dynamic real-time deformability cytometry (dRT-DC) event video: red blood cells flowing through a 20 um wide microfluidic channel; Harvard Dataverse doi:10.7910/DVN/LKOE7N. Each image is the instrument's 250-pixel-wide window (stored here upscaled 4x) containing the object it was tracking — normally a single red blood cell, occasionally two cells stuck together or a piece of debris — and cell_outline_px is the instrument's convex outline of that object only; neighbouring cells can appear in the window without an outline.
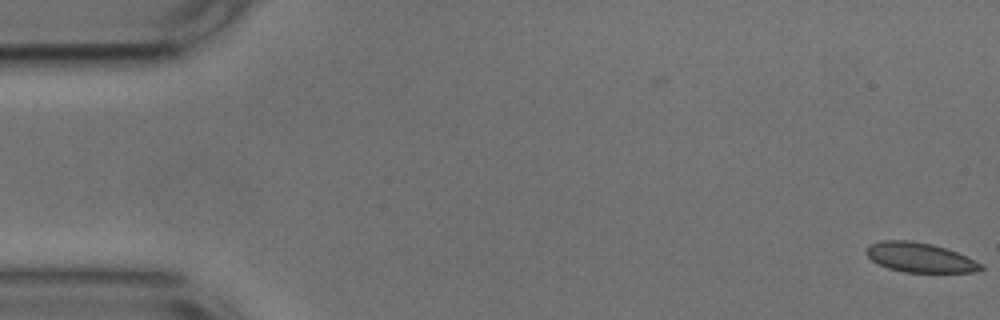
{"species": "common noctule bat (a hibernating species)", "species_latin": "Nyctalus noctula", "temperature_condition": "cold", "stored_images_in_passage": 17, "camera_frame_rate_fps": 3000, "um_per_image_px": 0.085, "animal": {"sex": "male", "body_mass_g": 17.9, "forearm_length_mm": 54.2}, "frame": {"image": 1, "passage_image": 1, "time_ms": 0.0, "image_size_px": [1000, 320], "cell_outline_px": [[984, 268], [976, 272], [904, 272], [888, 268], [872, 260], [864, 252], [868, 244], [880, 240], [908, 240], [932, 244], [956, 252], [984, 264]], "centroid_in_image_um": [78.17, 21.88], "position_along_channel_um": 6.8, "area_um2": 19.77}}
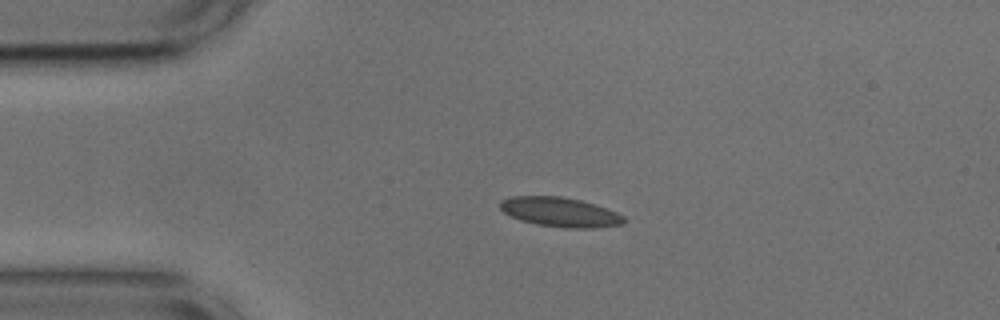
{"frame": {"image": 2, "passage_image": 12, "time_ms": 3.667, "image_size_px": [1000, 320], "cell_outline_px": [[628, 220], [624, 224], [592, 228], [564, 228], [536, 224], [520, 220], [504, 212], [500, 208], [500, 200], [512, 196], [560, 196], [580, 200], [616, 212], [624, 216]], "centroid_in_image_um": [47.61, 18.03], "position_along_channel_um": 37.4, "area_um2": 21.21}}